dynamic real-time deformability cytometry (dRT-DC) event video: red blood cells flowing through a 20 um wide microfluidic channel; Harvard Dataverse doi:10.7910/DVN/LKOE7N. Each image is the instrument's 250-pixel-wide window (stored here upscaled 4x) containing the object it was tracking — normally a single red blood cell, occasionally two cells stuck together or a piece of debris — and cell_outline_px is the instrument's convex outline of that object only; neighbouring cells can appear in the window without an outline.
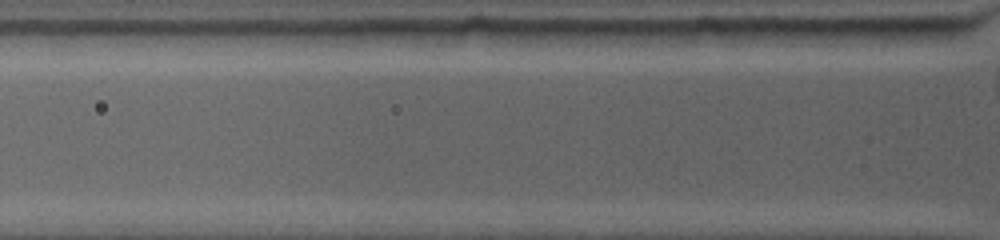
{"species": "common noctule bat (a hibernating species)", "species_latin": "Nyctalus noctula", "temperature_condition": "warm", "stored_images_in_passage": 2, "camera_frame_rate_fps": 4500, "um_per_image_px": 0.085, "animal": {"sex": "female", "body_mass_g": 19.0, "forearm_length_mm": 53.3}, "frame": {"image": 1, "passage_image": 2, "time_ms": 0.444, "image_size_px": [1000, 240], "cell_outline_px": [[956, 32], [952, 36], [916, 44], [832, 44], [832, 28], [952, 28]], "centroid_in_image_um": [75.54, 3.02], "position_along_channel_um": 50.3, "area_um2": 12.95}}